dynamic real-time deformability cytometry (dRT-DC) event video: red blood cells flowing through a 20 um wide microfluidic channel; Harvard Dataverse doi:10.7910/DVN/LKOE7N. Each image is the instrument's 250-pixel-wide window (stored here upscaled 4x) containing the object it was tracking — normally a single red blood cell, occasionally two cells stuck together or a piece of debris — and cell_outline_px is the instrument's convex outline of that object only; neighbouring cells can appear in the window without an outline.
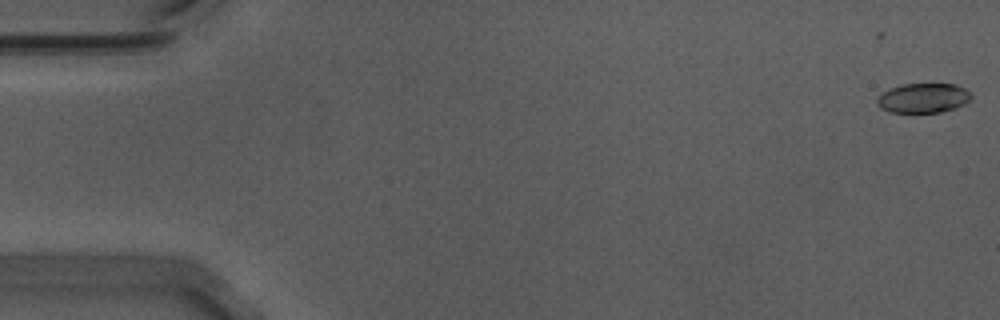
{"species": "Egyptian fruit bat (a non-hibernating species)", "species_latin": "Rousettus aegyptiacus", "temperature_condition": "warm", "stored_images_in_passage": 18, "camera_frame_rate_fps": 3000, "um_per_image_px": 0.085, "animal": {"sex": "male"}, "frame": {"image": 1, "passage_image": 1, "time_ms": 0.0, "image_size_px": [1000, 320], "cell_outline_px": [[972, 96], [964, 104], [940, 112], [888, 112], [880, 108], [876, 100], [884, 92], [892, 88], [904, 84], [956, 84], [964, 88]], "centroid_in_image_um": [78.46, 8.33], "position_along_channel_um": 6.5, "area_um2": 15.9}}
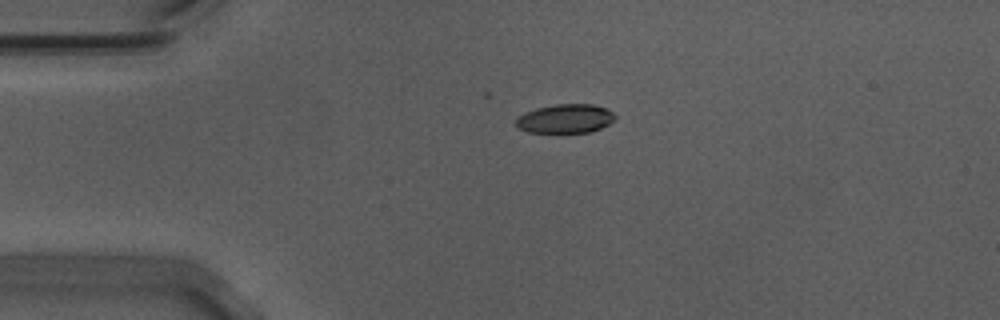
{"frame": {"image": 2, "passage_image": 13, "time_ms": 4.0, "image_size_px": [1000, 320], "cell_outline_px": [[616, 116], [608, 124], [592, 132], [528, 132], [516, 128], [516, 116], [524, 112], [536, 108], [556, 104], [592, 104], [604, 108], [612, 112]], "centroid_in_image_um": [47.99, 10.08], "position_along_channel_um": 37.0, "area_um2": 16.7}}